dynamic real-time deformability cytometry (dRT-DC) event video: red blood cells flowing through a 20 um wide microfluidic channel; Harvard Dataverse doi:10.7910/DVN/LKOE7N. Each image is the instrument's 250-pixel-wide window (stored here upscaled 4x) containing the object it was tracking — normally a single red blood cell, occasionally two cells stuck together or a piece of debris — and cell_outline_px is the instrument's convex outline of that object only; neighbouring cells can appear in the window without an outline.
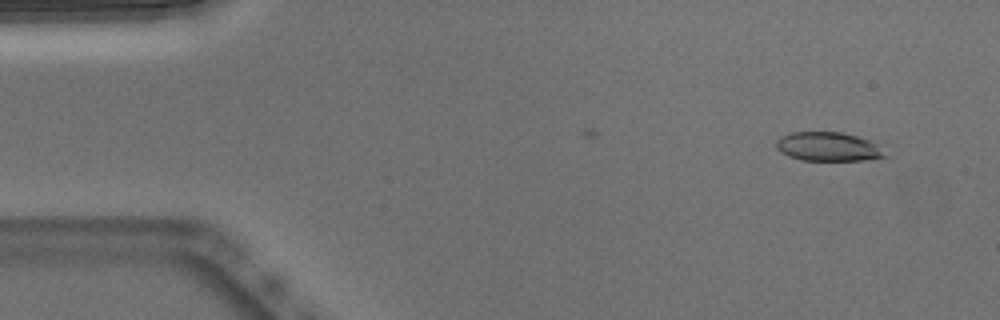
{"species": "Egyptian fruit bat (a non-hibernating species)", "species_latin": "Rousettus aegyptiacus", "temperature_condition": "warm", "stored_images_in_passage": 39, "camera_frame_rate_fps": 3000, "um_per_image_px": 0.085, "animal": {"sex": "male"}, "frame": {"image": 1, "passage_image": 3, "time_ms": 0.667, "image_size_px": [1000, 320], "cell_outline_px": [[888, 156], [860, 160], [800, 160], [788, 156], [780, 152], [776, 148], [776, 140], [780, 136], [792, 132], [840, 132], [856, 136], [868, 140], [876, 144]], "centroid_in_image_um": [70.33, 12.46], "position_along_channel_um": 14.7, "area_um2": 18.21}}
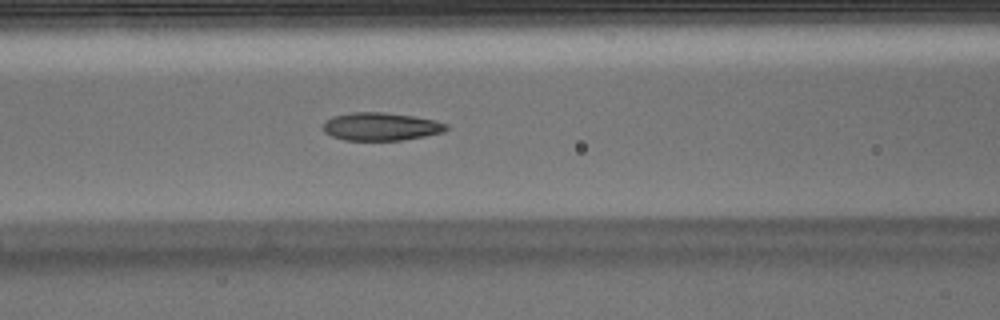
{"frame": {"image": 2, "passage_image": 20, "time_ms": 6.333, "image_size_px": [1000, 320], "cell_outline_px": [[448, 128], [444, 132], [424, 136], [400, 140], [344, 140], [332, 136], [324, 132], [324, 120], [332, 116], [352, 112], [384, 112], [416, 116], [436, 120], [448, 124]], "centroid_in_image_um": [32.39, 10.74], "position_along_channel_um": 134.2, "area_um2": 20.23}}
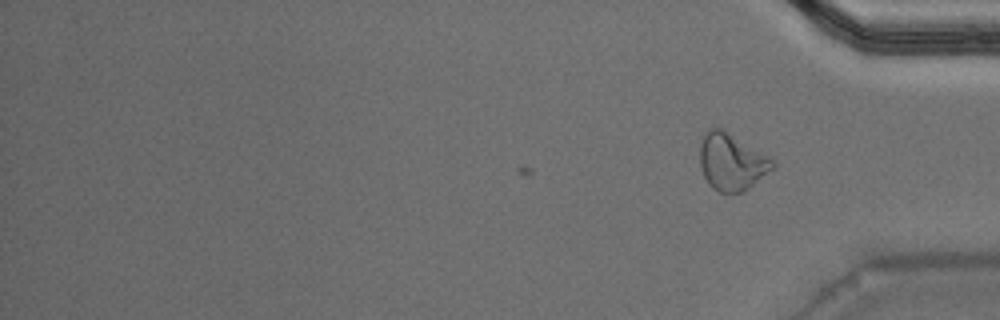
{"frame": {"image": 3, "passage_image": 39, "time_ms": 12.667, "image_size_px": [1000, 320], "cell_outline_px": [[776, 168], [748, 188], [740, 192], [728, 196], [712, 188], [708, 184], [700, 168], [700, 144], [704, 132], [708, 128], [724, 128], [772, 160], [776, 164]], "centroid_in_image_um": [62.16, 13.78], "position_along_channel_um": 373.0, "area_um2": 24.39}, "authors_computed_cell_mechanics": {"area_um2": 19.9988, "velocity_mm_per_s": 3.8351, "shape_relaxation_time_tau1_ms": 7.1029, "shape_relaxation_time_tau2_ms": 1.3878, "deformation_change_tau1": 0.2271, "deformation_change_tau2": 0.091}}